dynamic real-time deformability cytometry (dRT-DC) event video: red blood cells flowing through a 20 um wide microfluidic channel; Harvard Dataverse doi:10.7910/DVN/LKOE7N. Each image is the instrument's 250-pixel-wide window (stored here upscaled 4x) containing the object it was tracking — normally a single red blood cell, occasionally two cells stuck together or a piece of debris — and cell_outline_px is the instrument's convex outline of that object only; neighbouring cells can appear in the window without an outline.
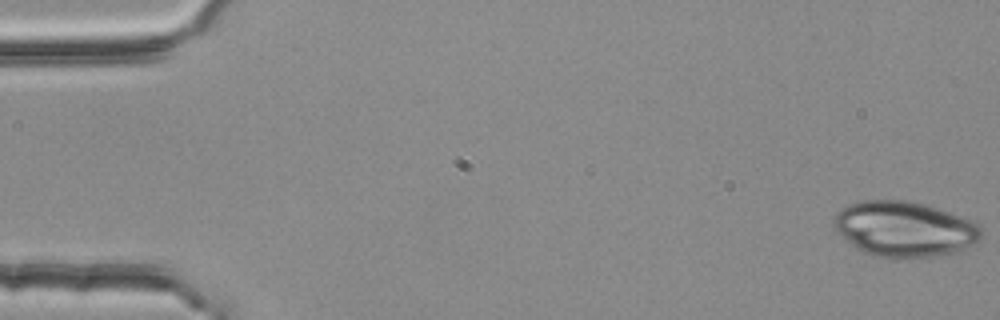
{"species": "common noctule bat (a hibernating species)", "species_latin": "Nyctalus noctula", "temperature_condition": "room temperature", "stored_images_in_passage": 12, "camera_frame_rate_fps": 3000, "um_per_image_px": 0.085, "animal": {"sex": "female", "body_mass_g": 25.1}, "frame": {"image": 1, "passage_image": 1, "time_ms": 0.0, "image_size_px": [1000, 320], "cell_outline_px": [[984, 232], [980, 240], [956, 252], [936, 256], [872, 256], [856, 248], [832, 224], [832, 220], [836, 212], [852, 204], [864, 200], [908, 200], [924, 204], [972, 220], [980, 224]], "centroid_in_image_um": [76.92, 19.44], "position_along_channel_um": 8.1, "area_um2": 46.93}}